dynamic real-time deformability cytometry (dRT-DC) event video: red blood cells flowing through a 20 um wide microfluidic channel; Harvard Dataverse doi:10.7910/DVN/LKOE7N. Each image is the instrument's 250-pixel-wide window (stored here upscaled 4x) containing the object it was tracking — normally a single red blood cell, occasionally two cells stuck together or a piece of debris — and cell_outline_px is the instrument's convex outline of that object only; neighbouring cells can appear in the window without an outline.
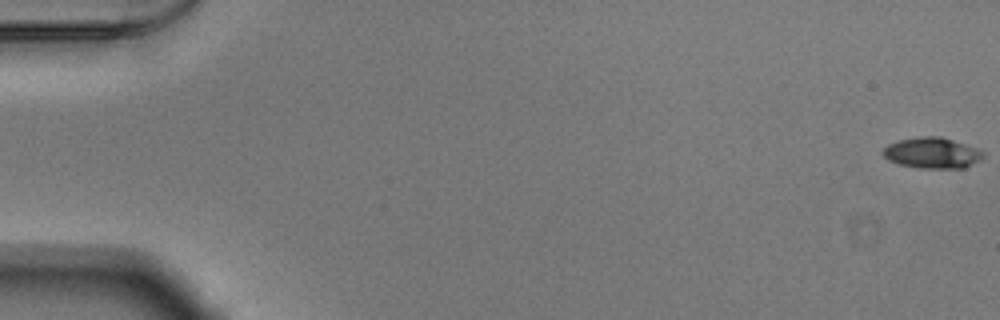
{"species": "Egyptian fruit bat (a non-hibernating species)", "species_latin": "Rousettus aegyptiacus", "temperature_condition": "warm", "stored_images_in_passage": 54, "camera_frame_rate_fps": 3000, "um_per_image_px": 0.085, "animal": {"sex": "male"}, "frame": {"image": 1, "passage_image": 1, "time_ms": 0.0, "image_size_px": [1000, 320], "cell_outline_px": [[984, 156], [980, 160], [964, 168], [920, 168], [900, 164], [888, 160], [884, 156], [884, 148], [888, 144], [900, 140], [916, 136], [940, 136], [976, 148], [984, 152]], "centroid_in_image_um": [79.24, 13.0], "position_along_channel_um": 5.8, "area_um2": 17.86}}
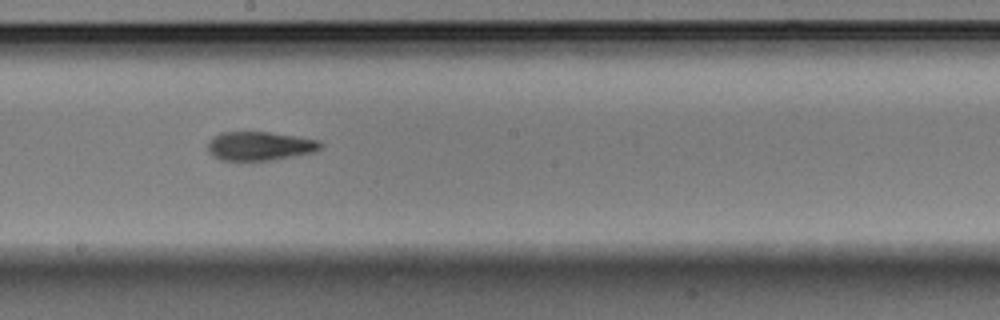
{"frame": {"image": 2, "passage_image": 31, "time_ms": 10.0, "image_size_px": [1000, 320], "cell_outline_px": [[324, 144], [316, 152], [272, 160], [220, 160], [212, 156], [208, 152], [208, 140], [212, 136], [220, 132], [268, 132], [296, 136], [320, 140]], "centroid_in_image_um": [22.07, 12.41], "position_along_channel_um": 226.1, "area_um2": 19.19}}
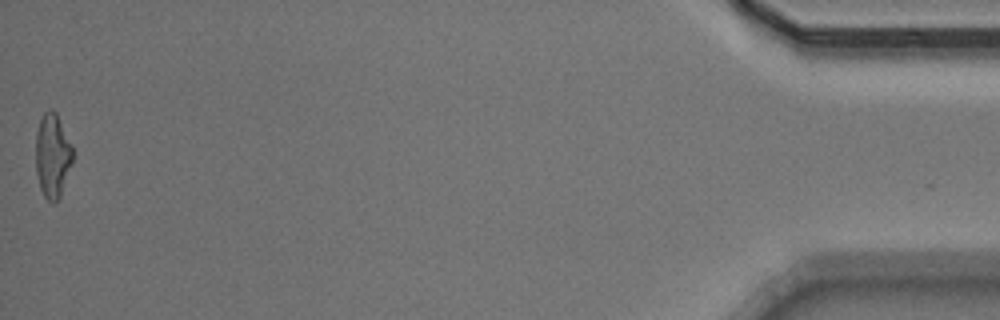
{"frame": {"image": 3, "passage_image": 54, "time_ms": 17.667, "image_size_px": [1000, 320], "cell_outline_px": [[72, 164], [60, 196], [56, 204], [52, 204], [44, 196], [40, 188], [36, 172], [36, 132], [40, 120], [44, 112], [48, 108], [52, 108], [56, 112], [72, 144]], "centroid_in_image_um": [4.46, 13.22], "position_along_channel_um": 430.7, "area_um2": 18.32}, "authors_computed_cell_mechanics": {"area_um2": 18.3226, "velocity_mm_per_s": 3.8654, "shape_relaxation_time_tau1_ms": 5.0917, "shape_relaxation_time_tau2_ms": 1.3275, "deformation_change_tau1": 0.1929, "deformation_change_tau2": 0.0931}}